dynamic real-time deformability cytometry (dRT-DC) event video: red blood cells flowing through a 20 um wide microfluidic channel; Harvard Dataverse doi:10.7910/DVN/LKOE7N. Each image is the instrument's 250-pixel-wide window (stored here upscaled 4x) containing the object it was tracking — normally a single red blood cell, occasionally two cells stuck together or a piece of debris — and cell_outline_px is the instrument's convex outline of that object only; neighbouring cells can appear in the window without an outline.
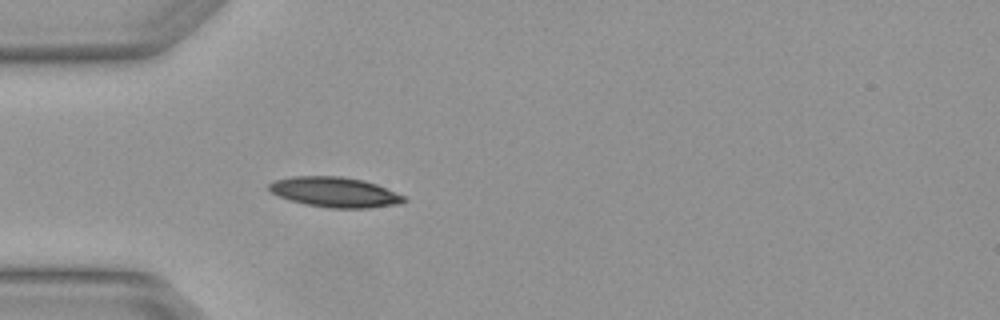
{"species": "Egyptian fruit bat (a non-hibernating species)", "species_latin": "Rousettus aegyptiacus", "temperature_condition": "warm", "stored_images_in_passage": 4, "camera_frame_rate_fps": 3000, "um_per_image_px": 0.085, "animal": {"sex": "female"}, "frame": {"image": 1, "passage_image": 4, "time_ms": 1.0, "image_size_px": [1000, 320], "cell_outline_px": [[408, 200], [400, 204], [368, 208], [332, 208], [304, 204], [280, 196], [272, 192], [268, 188], [268, 184], [276, 180], [292, 176], [340, 176], [364, 180], [376, 184], [404, 196]], "centroid_in_image_um": [28.49, 16.33], "position_along_channel_um": 56.5, "area_um2": 23.52}}